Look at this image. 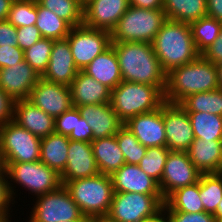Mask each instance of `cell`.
Listing matches in <instances>:
<instances>
[{"mask_svg": "<svg viewBox=\"0 0 222 222\" xmlns=\"http://www.w3.org/2000/svg\"><path fill=\"white\" fill-rule=\"evenodd\" d=\"M152 45L166 73L194 61L201 55L196 49L189 23L167 19L156 33Z\"/></svg>", "mask_w": 222, "mask_h": 222, "instance_id": "3", "label": "cell"}, {"mask_svg": "<svg viewBox=\"0 0 222 222\" xmlns=\"http://www.w3.org/2000/svg\"><path fill=\"white\" fill-rule=\"evenodd\" d=\"M165 210L185 213H199L204 211L199 194V182L179 188L172 192L163 204Z\"/></svg>", "mask_w": 222, "mask_h": 222, "instance_id": "29", "label": "cell"}, {"mask_svg": "<svg viewBox=\"0 0 222 222\" xmlns=\"http://www.w3.org/2000/svg\"><path fill=\"white\" fill-rule=\"evenodd\" d=\"M80 3L84 6L86 3H88L90 0H79Z\"/></svg>", "mask_w": 222, "mask_h": 222, "instance_id": "58", "label": "cell"}, {"mask_svg": "<svg viewBox=\"0 0 222 222\" xmlns=\"http://www.w3.org/2000/svg\"><path fill=\"white\" fill-rule=\"evenodd\" d=\"M76 125V107H71L55 118V132L69 136Z\"/></svg>", "mask_w": 222, "mask_h": 222, "instance_id": "42", "label": "cell"}, {"mask_svg": "<svg viewBox=\"0 0 222 222\" xmlns=\"http://www.w3.org/2000/svg\"><path fill=\"white\" fill-rule=\"evenodd\" d=\"M37 15L36 0L14 1L7 16V21L16 28L35 25Z\"/></svg>", "mask_w": 222, "mask_h": 222, "instance_id": "38", "label": "cell"}, {"mask_svg": "<svg viewBox=\"0 0 222 222\" xmlns=\"http://www.w3.org/2000/svg\"><path fill=\"white\" fill-rule=\"evenodd\" d=\"M17 28L7 20L0 21V47L17 46Z\"/></svg>", "mask_w": 222, "mask_h": 222, "instance_id": "46", "label": "cell"}, {"mask_svg": "<svg viewBox=\"0 0 222 222\" xmlns=\"http://www.w3.org/2000/svg\"><path fill=\"white\" fill-rule=\"evenodd\" d=\"M129 6V0H90L83 6V24L111 32Z\"/></svg>", "mask_w": 222, "mask_h": 222, "instance_id": "16", "label": "cell"}, {"mask_svg": "<svg viewBox=\"0 0 222 222\" xmlns=\"http://www.w3.org/2000/svg\"><path fill=\"white\" fill-rule=\"evenodd\" d=\"M194 138L222 140V116L203 112H187Z\"/></svg>", "mask_w": 222, "mask_h": 222, "instance_id": "32", "label": "cell"}, {"mask_svg": "<svg viewBox=\"0 0 222 222\" xmlns=\"http://www.w3.org/2000/svg\"><path fill=\"white\" fill-rule=\"evenodd\" d=\"M162 195L114 192L106 216L112 222H142L163 208Z\"/></svg>", "mask_w": 222, "mask_h": 222, "instance_id": "10", "label": "cell"}, {"mask_svg": "<svg viewBox=\"0 0 222 222\" xmlns=\"http://www.w3.org/2000/svg\"><path fill=\"white\" fill-rule=\"evenodd\" d=\"M78 110L92 129L93 140L116 135L124 125L110 103L84 105Z\"/></svg>", "mask_w": 222, "mask_h": 222, "instance_id": "22", "label": "cell"}, {"mask_svg": "<svg viewBox=\"0 0 222 222\" xmlns=\"http://www.w3.org/2000/svg\"><path fill=\"white\" fill-rule=\"evenodd\" d=\"M78 72L68 39L54 40L47 69L41 78L70 86Z\"/></svg>", "mask_w": 222, "mask_h": 222, "instance_id": "19", "label": "cell"}, {"mask_svg": "<svg viewBox=\"0 0 222 222\" xmlns=\"http://www.w3.org/2000/svg\"><path fill=\"white\" fill-rule=\"evenodd\" d=\"M213 215L217 222L222 220V200L218 203L217 210Z\"/></svg>", "mask_w": 222, "mask_h": 222, "instance_id": "55", "label": "cell"}, {"mask_svg": "<svg viewBox=\"0 0 222 222\" xmlns=\"http://www.w3.org/2000/svg\"><path fill=\"white\" fill-rule=\"evenodd\" d=\"M201 56L214 64L222 62V32L213 44L201 53Z\"/></svg>", "mask_w": 222, "mask_h": 222, "instance_id": "48", "label": "cell"}, {"mask_svg": "<svg viewBox=\"0 0 222 222\" xmlns=\"http://www.w3.org/2000/svg\"><path fill=\"white\" fill-rule=\"evenodd\" d=\"M17 46L25 51L42 38L36 25H29L17 28Z\"/></svg>", "mask_w": 222, "mask_h": 222, "instance_id": "41", "label": "cell"}, {"mask_svg": "<svg viewBox=\"0 0 222 222\" xmlns=\"http://www.w3.org/2000/svg\"><path fill=\"white\" fill-rule=\"evenodd\" d=\"M66 38L78 70H84L111 45L110 32L90 28L84 24L72 27Z\"/></svg>", "mask_w": 222, "mask_h": 222, "instance_id": "11", "label": "cell"}, {"mask_svg": "<svg viewBox=\"0 0 222 222\" xmlns=\"http://www.w3.org/2000/svg\"><path fill=\"white\" fill-rule=\"evenodd\" d=\"M163 122L166 147L170 151L187 152L195 139L188 113L179 104L164 102Z\"/></svg>", "mask_w": 222, "mask_h": 222, "instance_id": "13", "label": "cell"}, {"mask_svg": "<svg viewBox=\"0 0 222 222\" xmlns=\"http://www.w3.org/2000/svg\"><path fill=\"white\" fill-rule=\"evenodd\" d=\"M167 20L163 9L129 6L110 32L111 42L153 43L156 33Z\"/></svg>", "mask_w": 222, "mask_h": 222, "instance_id": "7", "label": "cell"}, {"mask_svg": "<svg viewBox=\"0 0 222 222\" xmlns=\"http://www.w3.org/2000/svg\"><path fill=\"white\" fill-rule=\"evenodd\" d=\"M127 164L138 165L146 154L147 148L143 146L134 134L123 125L115 135Z\"/></svg>", "mask_w": 222, "mask_h": 222, "instance_id": "36", "label": "cell"}, {"mask_svg": "<svg viewBox=\"0 0 222 222\" xmlns=\"http://www.w3.org/2000/svg\"><path fill=\"white\" fill-rule=\"evenodd\" d=\"M87 222H112L107 217L88 218Z\"/></svg>", "mask_w": 222, "mask_h": 222, "instance_id": "56", "label": "cell"}, {"mask_svg": "<svg viewBox=\"0 0 222 222\" xmlns=\"http://www.w3.org/2000/svg\"><path fill=\"white\" fill-rule=\"evenodd\" d=\"M60 222H87V220H72V221H60Z\"/></svg>", "mask_w": 222, "mask_h": 222, "instance_id": "57", "label": "cell"}, {"mask_svg": "<svg viewBox=\"0 0 222 222\" xmlns=\"http://www.w3.org/2000/svg\"><path fill=\"white\" fill-rule=\"evenodd\" d=\"M41 75L25 60L0 69V88L13 100L28 99Z\"/></svg>", "mask_w": 222, "mask_h": 222, "instance_id": "17", "label": "cell"}, {"mask_svg": "<svg viewBox=\"0 0 222 222\" xmlns=\"http://www.w3.org/2000/svg\"><path fill=\"white\" fill-rule=\"evenodd\" d=\"M110 177L114 192L162 195L158 183L138 165L125 163Z\"/></svg>", "mask_w": 222, "mask_h": 222, "instance_id": "20", "label": "cell"}, {"mask_svg": "<svg viewBox=\"0 0 222 222\" xmlns=\"http://www.w3.org/2000/svg\"><path fill=\"white\" fill-rule=\"evenodd\" d=\"M124 125L146 148L166 147L163 104L158 109L130 118Z\"/></svg>", "mask_w": 222, "mask_h": 222, "instance_id": "15", "label": "cell"}, {"mask_svg": "<svg viewBox=\"0 0 222 222\" xmlns=\"http://www.w3.org/2000/svg\"><path fill=\"white\" fill-rule=\"evenodd\" d=\"M37 3L65 20L71 27L83 24V5L79 0H36Z\"/></svg>", "mask_w": 222, "mask_h": 222, "instance_id": "35", "label": "cell"}, {"mask_svg": "<svg viewBox=\"0 0 222 222\" xmlns=\"http://www.w3.org/2000/svg\"><path fill=\"white\" fill-rule=\"evenodd\" d=\"M27 216V222H60L72 220H88L72 199L64 185L58 189L36 197Z\"/></svg>", "mask_w": 222, "mask_h": 222, "instance_id": "8", "label": "cell"}, {"mask_svg": "<svg viewBox=\"0 0 222 222\" xmlns=\"http://www.w3.org/2000/svg\"><path fill=\"white\" fill-rule=\"evenodd\" d=\"M70 90L74 107L110 103L111 90L83 70L77 73L70 85Z\"/></svg>", "mask_w": 222, "mask_h": 222, "instance_id": "23", "label": "cell"}, {"mask_svg": "<svg viewBox=\"0 0 222 222\" xmlns=\"http://www.w3.org/2000/svg\"><path fill=\"white\" fill-rule=\"evenodd\" d=\"M13 121L39 138L55 132V118L28 99L14 102Z\"/></svg>", "mask_w": 222, "mask_h": 222, "instance_id": "21", "label": "cell"}, {"mask_svg": "<svg viewBox=\"0 0 222 222\" xmlns=\"http://www.w3.org/2000/svg\"><path fill=\"white\" fill-rule=\"evenodd\" d=\"M99 173L92 144L70 140L66 167L60 174L62 184L66 181L92 177Z\"/></svg>", "mask_w": 222, "mask_h": 222, "instance_id": "18", "label": "cell"}, {"mask_svg": "<svg viewBox=\"0 0 222 222\" xmlns=\"http://www.w3.org/2000/svg\"><path fill=\"white\" fill-rule=\"evenodd\" d=\"M120 66L122 81L156 86L163 94L167 73L151 43L111 42Z\"/></svg>", "mask_w": 222, "mask_h": 222, "instance_id": "1", "label": "cell"}, {"mask_svg": "<svg viewBox=\"0 0 222 222\" xmlns=\"http://www.w3.org/2000/svg\"><path fill=\"white\" fill-rule=\"evenodd\" d=\"M199 194L204 211L214 214L222 200V173L201 174Z\"/></svg>", "mask_w": 222, "mask_h": 222, "instance_id": "34", "label": "cell"}, {"mask_svg": "<svg viewBox=\"0 0 222 222\" xmlns=\"http://www.w3.org/2000/svg\"><path fill=\"white\" fill-rule=\"evenodd\" d=\"M217 71V82L220 89H222V62L215 64Z\"/></svg>", "mask_w": 222, "mask_h": 222, "instance_id": "53", "label": "cell"}, {"mask_svg": "<svg viewBox=\"0 0 222 222\" xmlns=\"http://www.w3.org/2000/svg\"><path fill=\"white\" fill-rule=\"evenodd\" d=\"M41 138L13 120L0 127V162L40 161Z\"/></svg>", "mask_w": 222, "mask_h": 222, "instance_id": "9", "label": "cell"}, {"mask_svg": "<svg viewBox=\"0 0 222 222\" xmlns=\"http://www.w3.org/2000/svg\"><path fill=\"white\" fill-rule=\"evenodd\" d=\"M187 153L202 174L222 173V140L195 138Z\"/></svg>", "mask_w": 222, "mask_h": 222, "instance_id": "24", "label": "cell"}, {"mask_svg": "<svg viewBox=\"0 0 222 222\" xmlns=\"http://www.w3.org/2000/svg\"><path fill=\"white\" fill-rule=\"evenodd\" d=\"M15 206L8 188V177L6 169L0 166V212H12ZM11 210V211H10Z\"/></svg>", "mask_w": 222, "mask_h": 222, "instance_id": "45", "label": "cell"}, {"mask_svg": "<svg viewBox=\"0 0 222 222\" xmlns=\"http://www.w3.org/2000/svg\"><path fill=\"white\" fill-rule=\"evenodd\" d=\"M207 16L222 21V0H207Z\"/></svg>", "mask_w": 222, "mask_h": 222, "instance_id": "49", "label": "cell"}, {"mask_svg": "<svg viewBox=\"0 0 222 222\" xmlns=\"http://www.w3.org/2000/svg\"><path fill=\"white\" fill-rule=\"evenodd\" d=\"M169 222H217L214 215L205 211L199 213H185L166 210Z\"/></svg>", "mask_w": 222, "mask_h": 222, "instance_id": "40", "label": "cell"}, {"mask_svg": "<svg viewBox=\"0 0 222 222\" xmlns=\"http://www.w3.org/2000/svg\"><path fill=\"white\" fill-rule=\"evenodd\" d=\"M14 102L1 88H0V127L8 121L13 120Z\"/></svg>", "mask_w": 222, "mask_h": 222, "instance_id": "47", "label": "cell"}, {"mask_svg": "<svg viewBox=\"0 0 222 222\" xmlns=\"http://www.w3.org/2000/svg\"><path fill=\"white\" fill-rule=\"evenodd\" d=\"M179 105L186 112H203L222 116V89L191 94Z\"/></svg>", "mask_w": 222, "mask_h": 222, "instance_id": "30", "label": "cell"}, {"mask_svg": "<svg viewBox=\"0 0 222 222\" xmlns=\"http://www.w3.org/2000/svg\"><path fill=\"white\" fill-rule=\"evenodd\" d=\"M83 71L110 90L122 82L120 66L112 45L99 54Z\"/></svg>", "mask_w": 222, "mask_h": 222, "instance_id": "25", "label": "cell"}, {"mask_svg": "<svg viewBox=\"0 0 222 222\" xmlns=\"http://www.w3.org/2000/svg\"><path fill=\"white\" fill-rule=\"evenodd\" d=\"M28 100L53 118L73 107L70 86L42 78L31 90Z\"/></svg>", "mask_w": 222, "mask_h": 222, "instance_id": "14", "label": "cell"}, {"mask_svg": "<svg viewBox=\"0 0 222 222\" xmlns=\"http://www.w3.org/2000/svg\"><path fill=\"white\" fill-rule=\"evenodd\" d=\"M14 213L12 212H0V222H13V220L11 219V217Z\"/></svg>", "mask_w": 222, "mask_h": 222, "instance_id": "54", "label": "cell"}, {"mask_svg": "<svg viewBox=\"0 0 222 222\" xmlns=\"http://www.w3.org/2000/svg\"><path fill=\"white\" fill-rule=\"evenodd\" d=\"M193 41L201 54L219 37L222 32L221 21L211 17H203L190 23Z\"/></svg>", "mask_w": 222, "mask_h": 222, "instance_id": "33", "label": "cell"}, {"mask_svg": "<svg viewBox=\"0 0 222 222\" xmlns=\"http://www.w3.org/2000/svg\"><path fill=\"white\" fill-rule=\"evenodd\" d=\"M219 89L215 64L201 55L194 61L171 69L166 75L164 100L179 104L194 93Z\"/></svg>", "mask_w": 222, "mask_h": 222, "instance_id": "2", "label": "cell"}, {"mask_svg": "<svg viewBox=\"0 0 222 222\" xmlns=\"http://www.w3.org/2000/svg\"><path fill=\"white\" fill-rule=\"evenodd\" d=\"M13 0H0V21L7 19Z\"/></svg>", "mask_w": 222, "mask_h": 222, "instance_id": "51", "label": "cell"}, {"mask_svg": "<svg viewBox=\"0 0 222 222\" xmlns=\"http://www.w3.org/2000/svg\"><path fill=\"white\" fill-rule=\"evenodd\" d=\"M129 5L144 9H162L163 0H129Z\"/></svg>", "mask_w": 222, "mask_h": 222, "instance_id": "50", "label": "cell"}, {"mask_svg": "<svg viewBox=\"0 0 222 222\" xmlns=\"http://www.w3.org/2000/svg\"><path fill=\"white\" fill-rule=\"evenodd\" d=\"M54 40L42 37L24 51V60L40 75L47 69Z\"/></svg>", "mask_w": 222, "mask_h": 222, "instance_id": "39", "label": "cell"}, {"mask_svg": "<svg viewBox=\"0 0 222 222\" xmlns=\"http://www.w3.org/2000/svg\"><path fill=\"white\" fill-rule=\"evenodd\" d=\"M142 222H169L168 215L166 213V210L162 208L159 212H157L155 215L146 218Z\"/></svg>", "mask_w": 222, "mask_h": 222, "instance_id": "52", "label": "cell"}, {"mask_svg": "<svg viewBox=\"0 0 222 222\" xmlns=\"http://www.w3.org/2000/svg\"><path fill=\"white\" fill-rule=\"evenodd\" d=\"M24 60V51L18 46L0 47V69L12 67Z\"/></svg>", "mask_w": 222, "mask_h": 222, "instance_id": "44", "label": "cell"}, {"mask_svg": "<svg viewBox=\"0 0 222 222\" xmlns=\"http://www.w3.org/2000/svg\"><path fill=\"white\" fill-rule=\"evenodd\" d=\"M73 141L90 142L93 140V131L87 121L81 116L78 107H76V125L75 129L68 136Z\"/></svg>", "mask_w": 222, "mask_h": 222, "instance_id": "43", "label": "cell"}, {"mask_svg": "<svg viewBox=\"0 0 222 222\" xmlns=\"http://www.w3.org/2000/svg\"><path fill=\"white\" fill-rule=\"evenodd\" d=\"M201 174L187 152L170 151L158 184L164 200L175 190L199 182Z\"/></svg>", "mask_w": 222, "mask_h": 222, "instance_id": "12", "label": "cell"}, {"mask_svg": "<svg viewBox=\"0 0 222 222\" xmlns=\"http://www.w3.org/2000/svg\"><path fill=\"white\" fill-rule=\"evenodd\" d=\"M69 144L68 136L56 132L41 138L40 161L61 174L66 167Z\"/></svg>", "mask_w": 222, "mask_h": 222, "instance_id": "27", "label": "cell"}, {"mask_svg": "<svg viewBox=\"0 0 222 222\" xmlns=\"http://www.w3.org/2000/svg\"><path fill=\"white\" fill-rule=\"evenodd\" d=\"M91 144L101 174L111 176L126 163L115 135L92 140Z\"/></svg>", "mask_w": 222, "mask_h": 222, "instance_id": "26", "label": "cell"}, {"mask_svg": "<svg viewBox=\"0 0 222 222\" xmlns=\"http://www.w3.org/2000/svg\"><path fill=\"white\" fill-rule=\"evenodd\" d=\"M0 163L6 169L8 188L14 204L17 203L15 198L18 197L16 194L19 191V189H15L16 186L20 190L28 191L35 198L63 185L60 174L41 161Z\"/></svg>", "mask_w": 222, "mask_h": 222, "instance_id": "4", "label": "cell"}, {"mask_svg": "<svg viewBox=\"0 0 222 222\" xmlns=\"http://www.w3.org/2000/svg\"><path fill=\"white\" fill-rule=\"evenodd\" d=\"M36 27L39 29L42 37L60 40L65 39L71 30V26L63 19L58 17L54 12L41 7L37 3Z\"/></svg>", "mask_w": 222, "mask_h": 222, "instance_id": "31", "label": "cell"}, {"mask_svg": "<svg viewBox=\"0 0 222 222\" xmlns=\"http://www.w3.org/2000/svg\"><path fill=\"white\" fill-rule=\"evenodd\" d=\"M164 102V94L153 85L122 81L111 90L110 105L123 123L158 109Z\"/></svg>", "mask_w": 222, "mask_h": 222, "instance_id": "6", "label": "cell"}, {"mask_svg": "<svg viewBox=\"0 0 222 222\" xmlns=\"http://www.w3.org/2000/svg\"><path fill=\"white\" fill-rule=\"evenodd\" d=\"M166 18L191 23L207 16V0H163Z\"/></svg>", "mask_w": 222, "mask_h": 222, "instance_id": "28", "label": "cell"}, {"mask_svg": "<svg viewBox=\"0 0 222 222\" xmlns=\"http://www.w3.org/2000/svg\"><path fill=\"white\" fill-rule=\"evenodd\" d=\"M169 152L167 147H148L138 166L159 184Z\"/></svg>", "mask_w": 222, "mask_h": 222, "instance_id": "37", "label": "cell"}, {"mask_svg": "<svg viewBox=\"0 0 222 222\" xmlns=\"http://www.w3.org/2000/svg\"><path fill=\"white\" fill-rule=\"evenodd\" d=\"M63 185L84 217L98 218L108 215L114 193L109 175L99 173L92 177L66 181Z\"/></svg>", "mask_w": 222, "mask_h": 222, "instance_id": "5", "label": "cell"}]
</instances>
